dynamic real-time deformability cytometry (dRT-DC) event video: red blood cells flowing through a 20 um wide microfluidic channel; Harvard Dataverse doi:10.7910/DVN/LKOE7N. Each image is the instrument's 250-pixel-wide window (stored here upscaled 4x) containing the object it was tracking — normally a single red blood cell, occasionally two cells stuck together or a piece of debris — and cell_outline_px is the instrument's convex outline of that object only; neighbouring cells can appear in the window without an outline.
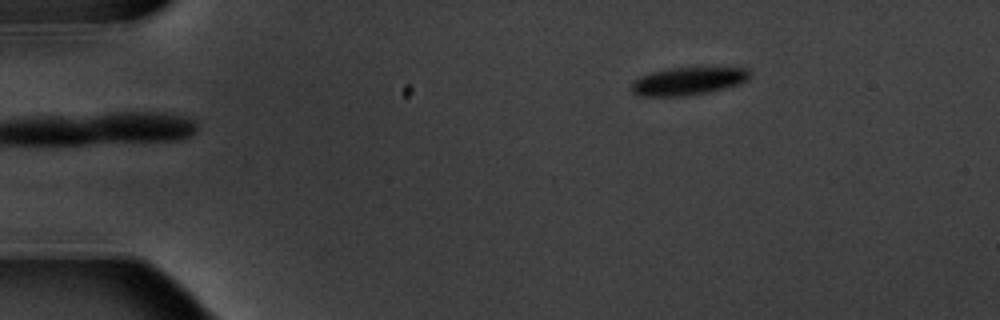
{"species": "common noctule bat (a hibernating species)", "species_latin": "Nyctalus noctula", "temperature_condition": "warm", "stored_images_in_passage": 3, "camera_frame_rate_fps": 3000, "um_per_image_px": 0.085, "animal": {"sex": "male", "body_mass_g": 20.1, "forearm_length_mm": 53.5}, "frame": {"image": 1, "passage_image": 3, "time_ms": 2.667, "image_size_px": [1000, 320], "cell_outline_px": [[752, 76], [748, 80], [724, 88], [708, 92], [688, 96], [640, 96], [632, 92], [632, 84], [640, 76], [652, 72], [668, 68], [748, 68], [752, 72]], "centroid_in_image_um": [58.51, 6.9], "position_along_channel_um": 26.5, "area_um2": 19.07}}